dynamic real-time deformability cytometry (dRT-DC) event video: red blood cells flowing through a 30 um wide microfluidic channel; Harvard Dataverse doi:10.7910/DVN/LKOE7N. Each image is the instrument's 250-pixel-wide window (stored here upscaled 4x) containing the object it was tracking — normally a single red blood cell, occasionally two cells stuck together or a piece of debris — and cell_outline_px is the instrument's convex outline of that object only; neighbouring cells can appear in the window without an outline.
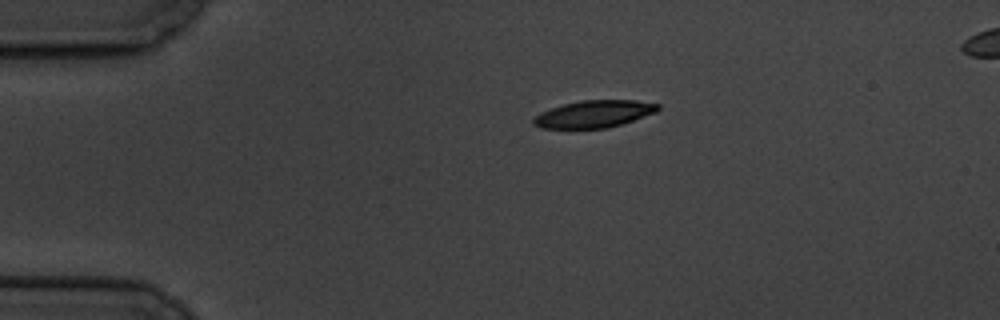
{"species": "common noctule bat (a hibernating species)", "species_latin": "Nyctalus noctula", "temperature_condition": "cold", "stored_images_in_passage": 5, "camera_frame_rate_fps": 3000, "um_per_image_px": 0.085, "animal": {"sex": "male", "body_mass_g": 19.5, "forearm_length_mm": 54.6}, "frame": {"image": 1, "passage_image": 1, "time_ms": 0.0, "image_size_px": [1000, 320], "cell_outline_px": [[660, 108], [656, 112], [608, 128], [540, 128], [532, 124], [532, 120], [540, 112], [564, 104], [580, 100], [636, 100], [660, 104]], "centroid_in_image_um": [50.48, 9.68], "position_along_channel_um": 34.5, "area_um2": 19.59}}
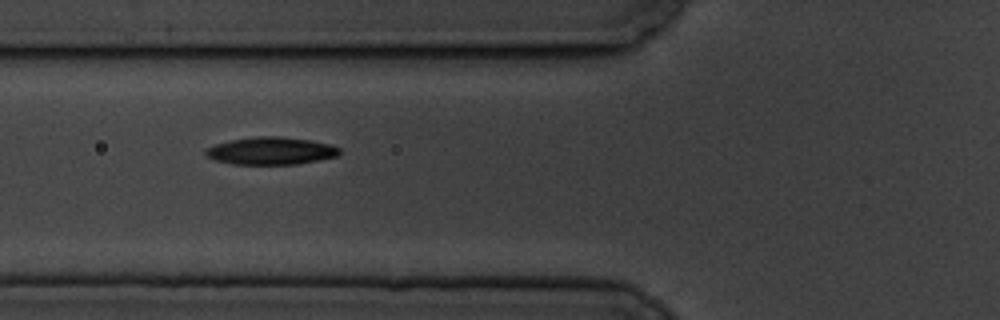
{"frame": {"image": 2, "passage_image": 4, "time_ms": 3.333, "image_size_px": [1000, 320], "cell_outline_px": [[340, 156], [296, 164], [232, 164], [216, 160], [204, 156], [204, 152], [208, 148], [216, 144], [232, 140], [256, 136], [280, 136], [312, 140], [328, 144], [340, 148]], "centroid_in_image_um": [23.05, 12.82], "position_along_channel_um": 102.8, "area_um2": 21.44}}
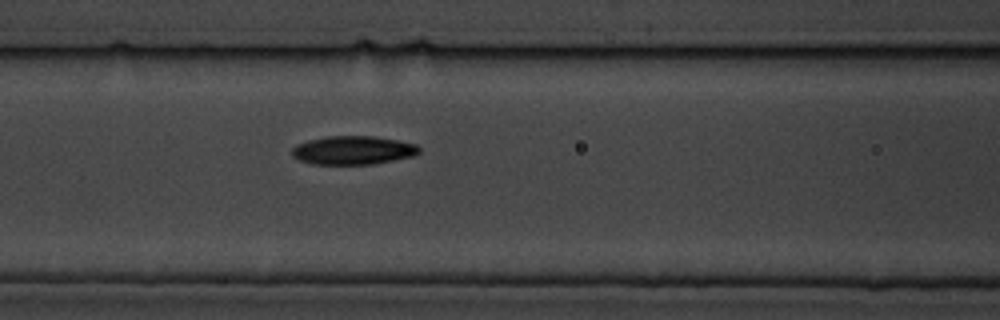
{"frame": {"image": 3, "passage_image": 5, "time_ms": 4.333, "image_size_px": [1000, 320], "cell_outline_px": [[420, 152], [416, 156], [372, 164], [312, 164], [300, 160], [292, 156], [292, 148], [296, 144], [308, 140], [324, 136], [372, 136], [396, 140], [416, 144], [420, 148]], "centroid_in_image_um": [30.01, 12.77], "position_along_channel_um": 136.6, "area_um2": 21.27}}